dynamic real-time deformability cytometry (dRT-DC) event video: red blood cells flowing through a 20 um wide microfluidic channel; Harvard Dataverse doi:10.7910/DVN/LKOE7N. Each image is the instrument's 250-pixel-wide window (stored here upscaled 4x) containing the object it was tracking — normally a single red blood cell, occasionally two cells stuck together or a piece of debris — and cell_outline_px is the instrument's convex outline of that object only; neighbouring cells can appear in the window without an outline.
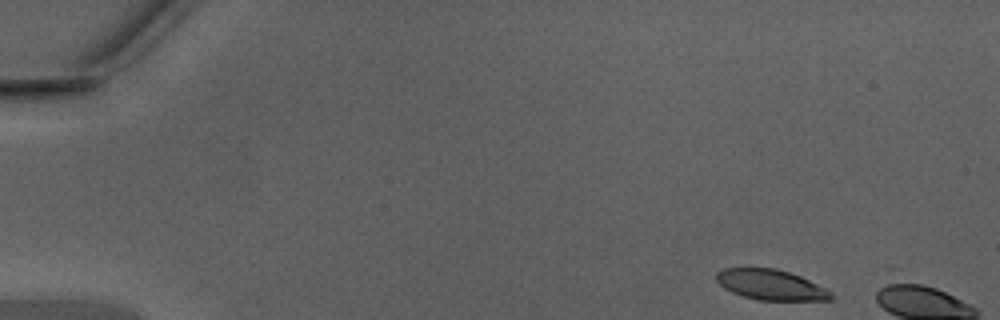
{"species": "Egyptian fruit bat (a non-hibernating species)", "species_latin": "Rousettus aegyptiacus", "temperature_condition": "warm", "stored_images_in_passage": 5, "camera_frame_rate_fps": 3000, "um_per_image_px": 0.085, "animal": {"sex": "male"}, "frame": {"image": 1, "passage_image": 1, "time_ms": 0.0, "image_size_px": [1000, 320], "cell_outline_px": [[836, 296], [832, 300], [760, 300], [744, 296], [732, 292], [724, 288], [716, 280], [716, 272], [724, 268], [776, 268], [800, 276], [832, 292]], "centroid_in_image_um": [65.53, 24.21], "position_along_channel_um": 19.5, "area_um2": 20.17}}